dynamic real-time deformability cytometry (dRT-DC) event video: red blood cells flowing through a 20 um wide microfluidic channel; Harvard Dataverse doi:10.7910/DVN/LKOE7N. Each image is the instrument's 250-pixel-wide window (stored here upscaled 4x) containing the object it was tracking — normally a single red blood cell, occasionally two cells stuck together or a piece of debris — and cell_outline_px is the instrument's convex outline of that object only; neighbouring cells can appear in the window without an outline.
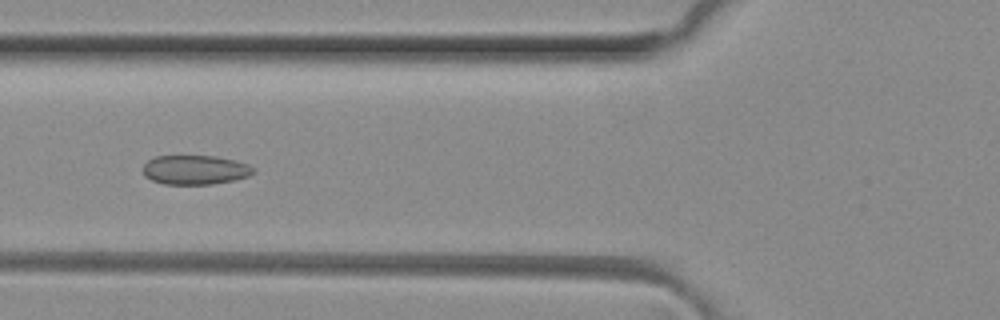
{"species": "common noctule bat (a hibernating species)", "species_latin": "Nyctalus noctula", "temperature_condition": "room temperature", "stored_images_in_passage": 16, "camera_frame_rate_fps": 3000, "um_per_image_px": 0.085, "animal": {"sex": "female", "body_mass_g": 29.2, "forearm_length_mm": 56.3}, "frame": {"image": 1, "passage_image": 7, "time_ms": 2.0, "image_size_px": [1000, 320], "cell_outline_px": [[256, 172], [248, 176], [236, 180], [212, 184], [164, 184], [152, 180], [144, 176], [144, 164], [148, 160], [156, 156], [216, 156], [248, 164], [256, 168]], "centroid_in_image_um": [16.61, 14.44], "position_along_channel_um": 109.2, "area_um2": 18.9}}
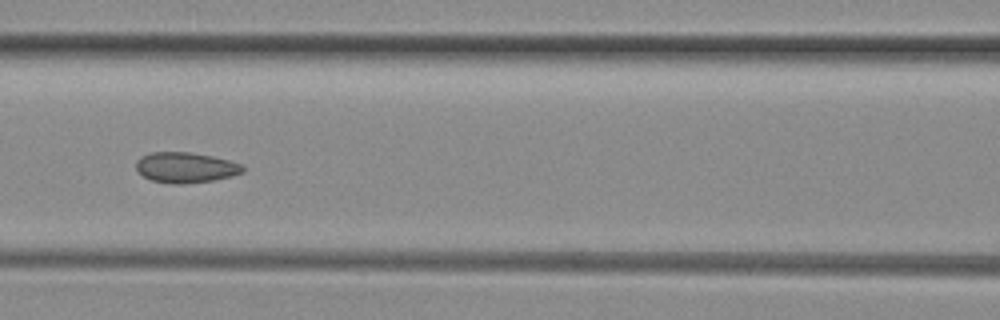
{"frame": {"image": 2, "passage_image": 10, "time_ms": 3.0, "image_size_px": [1000, 320], "cell_outline_px": [[244, 172], [232, 176], [212, 180], [184, 184], [172, 184], [152, 180], [144, 176], [136, 168], [136, 160], [140, 156], [152, 152], [188, 152], [212, 156], [244, 164]], "centroid_in_image_um": [15.79, 14.23], "position_along_channel_um": 150.8, "area_um2": 18.96}}